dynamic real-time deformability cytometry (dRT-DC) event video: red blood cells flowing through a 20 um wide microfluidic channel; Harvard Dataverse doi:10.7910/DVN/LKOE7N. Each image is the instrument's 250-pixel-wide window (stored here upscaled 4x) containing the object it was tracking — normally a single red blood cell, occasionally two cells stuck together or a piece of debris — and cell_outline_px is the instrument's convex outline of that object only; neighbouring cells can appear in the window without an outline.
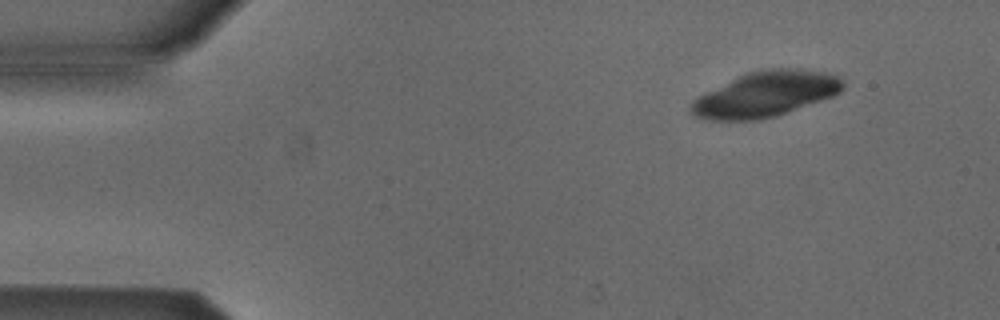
{"species": "Egyptian fruit bat (a non-hibernating species)", "species_latin": "Rousettus aegyptiacus", "temperature_condition": "cold", "stored_images_in_passage": 7, "camera_frame_rate_fps": 3000, "um_per_image_px": 0.085, "animal": {"sex": "male"}, "frame": {"image": 1, "passage_image": 1, "time_ms": 0.0, "image_size_px": [1000, 320], "cell_outline_px": [[844, 88], [840, 92], [832, 96], [776, 116], [752, 120], [712, 120], [696, 116], [688, 108], [692, 100], [696, 96], [704, 92], [748, 72], [764, 68], [796, 68], [824, 72], [836, 76], [844, 84]], "centroid_in_image_um": [65.03, 8.0], "position_along_channel_um": 20.0, "area_um2": 39.82}}
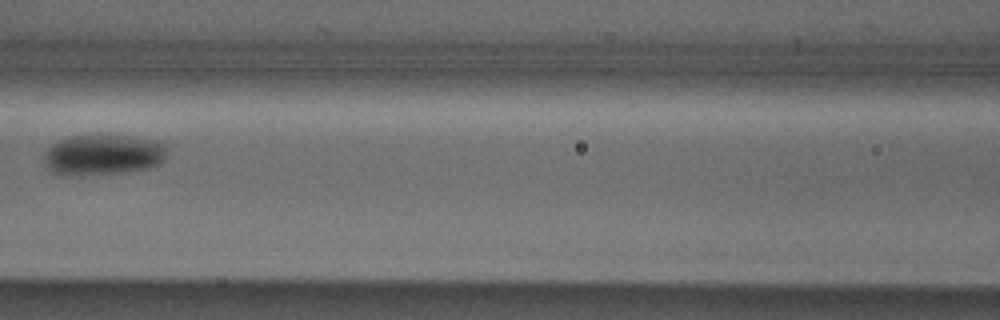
{"frame": {"image": 2, "passage_image": 6, "time_ms": 1.667, "image_size_px": [1000, 320], "cell_outline_px": [[168, 148], [164, 160], [160, 164], [148, 168], [124, 172], [72, 176], [64, 176], [52, 172], [48, 168], [44, 160], [44, 152], [52, 144], [68, 136], [100, 132], [132, 136], [156, 140], [164, 144]], "centroid_in_image_um": [8.76, 13.11], "position_along_channel_um": 157.8, "area_um2": 30.23}}
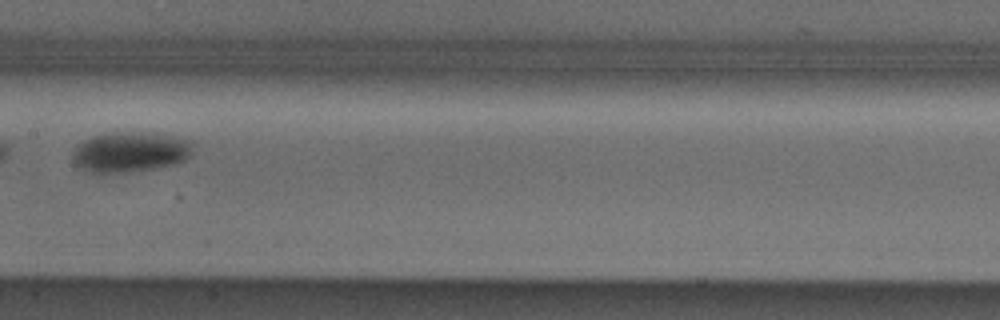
{"frame": {"image": 3, "passage_image": 7, "time_ms": 2.0, "image_size_px": [1000, 320], "cell_outline_px": [[192, 156], [184, 160], [172, 164], [152, 168], [96, 176], [80, 168], [72, 160], [72, 152], [76, 144], [92, 136], [104, 132], [156, 132], [192, 140]], "centroid_in_image_um": [11.01, 12.91], "position_along_channel_um": 196.4, "area_um2": 29.07}}